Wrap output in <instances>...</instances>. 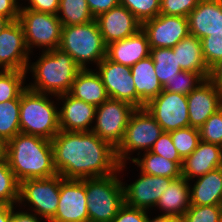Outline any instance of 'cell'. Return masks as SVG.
<instances>
[{"instance_id":"obj_3","label":"cell","mask_w":222,"mask_h":222,"mask_svg":"<svg viewBox=\"0 0 222 222\" xmlns=\"http://www.w3.org/2000/svg\"><path fill=\"white\" fill-rule=\"evenodd\" d=\"M82 69L74 59L59 48L42 51L36 62L29 63L27 73L32 72L33 82L27 88L52 97L69 93L77 74Z\"/></svg>"},{"instance_id":"obj_47","label":"cell","mask_w":222,"mask_h":222,"mask_svg":"<svg viewBox=\"0 0 222 222\" xmlns=\"http://www.w3.org/2000/svg\"><path fill=\"white\" fill-rule=\"evenodd\" d=\"M209 79L222 91V60L210 69Z\"/></svg>"},{"instance_id":"obj_11","label":"cell","mask_w":222,"mask_h":222,"mask_svg":"<svg viewBox=\"0 0 222 222\" xmlns=\"http://www.w3.org/2000/svg\"><path fill=\"white\" fill-rule=\"evenodd\" d=\"M145 108L160 124L163 132L190 126L187 95L163 90Z\"/></svg>"},{"instance_id":"obj_36","label":"cell","mask_w":222,"mask_h":222,"mask_svg":"<svg viewBox=\"0 0 222 222\" xmlns=\"http://www.w3.org/2000/svg\"><path fill=\"white\" fill-rule=\"evenodd\" d=\"M200 40L203 59L208 68L211 69L222 60V29L212 32Z\"/></svg>"},{"instance_id":"obj_14","label":"cell","mask_w":222,"mask_h":222,"mask_svg":"<svg viewBox=\"0 0 222 222\" xmlns=\"http://www.w3.org/2000/svg\"><path fill=\"white\" fill-rule=\"evenodd\" d=\"M85 179H64L60 175V197L54 222H89Z\"/></svg>"},{"instance_id":"obj_12","label":"cell","mask_w":222,"mask_h":222,"mask_svg":"<svg viewBox=\"0 0 222 222\" xmlns=\"http://www.w3.org/2000/svg\"><path fill=\"white\" fill-rule=\"evenodd\" d=\"M109 98L125 101L135 108H144L145 103L136 93L131 68L115 63L105 57L96 66Z\"/></svg>"},{"instance_id":"obj_45","label":"cell","mask_w":222,"mask_h":222,"mask_svg":"<svg viewBox=\"0 0 222 222\" xmlns=\"http://www.w3.org/2000/svg\"><path fill=\"white\" fill-rule=\"evenodd\" d=\"M20 5L19 0H0V15L16 21L20 13Z\"/></svg>"},{"instance_id":"obj_41","label":"cell","mask_w":222,"mask_h":222,"mask_svg":"<svg viewBox=\"0 0 222 222\" xmlns=\"http://www.w3.org/2000/svg\"><path fill=\"white\" fill-rule=\"evenodd\" d=\"M200 0H160V14L168 16H184L198 5Z\"/></svg>"},{"instance_id":"obj_31","label":"cell","mask_w":222,"mask_h":222,"mask_svg":"<svg viewBox=\"0 0 222 222\" xmlns=\"http://www.w3.org/2000/svg\"><path fill=\"white\" fill-rule=\"evenodd\" d=\"M57 16L62 26L84 24L95 19L86 0H60Z\"/></svg>"},{"instance_id":"obj_15","label":"cell","mask_w":222,"mask_h":222,"mask_svg":"<svg viewBox=\"0 0 222 222\" xmlns=\"http://www.w3.org/2000/svg\"><path fill=\"white\" fill-rule=\"evenodd\" d=\"M29 59L23 28L11 21L0 33V70L27 71Z\"/></svg>"},{"instance_id":"obj_32","label":"cell","mask_w":222,"mask_h":222,"mask_svg":"<svg viewBox=\"0 0 222 222\" xmlns=\"http://www.w3.org/2000/svg\"><path fill=\"white\" fill-rule=\"evenodd\" d=\"M26 71L0 70V102L20 99L21 94L27 89Z\"/></svg>"},{"instance_id":"obj_22","label":"cell","mask_w":222,"mask_h":222,"mask_svg":"<svg viewBox=\"0 0 222 222\" xmlns=\"http://www.w3.org/2000/svg\"><path fill=\"white\" fill-rule=\"evenodd\" d=\"M150 56L146 34L140 29L136 34L107 45L106 57L118 64L131 67Z\"/></svg>"},{"instance_id":"obj_49","label":"cell","mask_w":222,"mask_h":222,"mask_svg":"<svg viewBox=\"0 0 222 222\" xmlns=\"http://www.w3.org/2000/svg\"><path fill=\"white\" fill-rule=\"evenodd\" d=\"M147 222H181V218L170 215L158 214V216L151 219L149 218L147 211Z\"/></svg>"},{"instance_id":"obj_10","label":"cell","mask_w":222,"mask_h":222,"mask_svg":"<svg viewBox=\"0 0 222 222\" xmlns=\"http://www.w3.org/2000/svg\"><path fill=\"white\" fill-rule=\"evenodd\" d=\"M135 109L125 101L108 98L96 107L95 124L91 132L116 149L123 140L129 118Z\"/></svg>"},{"instance_id":"obj_40","label":"cell","mask_w":222,"mask_h":222,"mask_svg":"<svg viewBox=\"0 0 222 222\" xmlns=\"http://www.w3.org/2000/svg\"><path fill=\"white\" fill-rule=\"evenodd\" d=\"M150 151L170 161H174L180 168L182 167L183 160L172 143L170 132H162Z\"/></svg>"},{"instance_id":"obj_17","label":"cell","mask_w":222,"mask_h":222,"mask_svg":"<svg viewBox=\"0 0 222 222\" xmlns=\"http://www.w3.org/2000/svg\"><path fill=\"white\" fill-rule=\"evenodd\" d=\"M190 127L199 129L222 108V91L208 78L187 95Z\"/></svg>"},{"instance_id":"obj_28","label":"cell","mask_w":222,"mask_h":222,"mask_svg":"<svg viewBox=\"0 0 222 222\" xmlns=\"http://www.w3.org/2000/svg\"><path fill=\"white\" fill-rule=\"evenodd\" d=\"M138 157H133V164L140 168L143 174L178 179L181 177V168L174 162L151 151H145ZM142 156V157H141Z\"/></svg>"},{"instance_id":"obj_19","label":"cell","mask_w":222,"mask_h":222,"mask_svg":"<svg viewBox=\"0 0 222 222\" xmlns=\"http://www.w3.org/2000/svg\"><path fill=\"white\" fill-rule=\"evenodd\" d=\"M55 99L62 101V106L58 108L60 130L91 132L96 106L76 99L69 93L56 96Z\"/></svg>"},{"instance_id":"obj_4","label":"cell","mask_w":222,"mask_h":222,"mask_svg":"<svg viewBox=\"0 0 222 222\" xmlns=\"http://www.w3.org/2000/svg\"><path fill=\"white\" fill-rule=\"evenodd\" d=\"M125 168L126 163H122L114 174L85 179L89 222H113L119 209L125 204L122 184L124 179L118 177Z\"/></svg>"},{"instance_id":"obj_33","label":"cell","mask_w":222,"mask_h":222,"mask_svg":"<svg viewBox=\"0 0 222 222\" xmlns=\"http://www.w3.org/2000/svg\"><path fill=\"white\" fill-rule=\"evenodd\" d=\"M19 200V182L5 156L0 158V204L16 205Z\"/></svg>"},{"instance_id":"obj_18","label":"cell","mask_w":222,"mask_h":222,"mask_svg":"<svg viewBox=\"0 0 222 222\" xmlns=\"http://www.w3.org/2000/svg\"><path fill=\"white\" fill-rule=\"evenodd\" d=\"M105 45L136 34L141 22L124 6L118 5L95 18Z\"/></svg>"},{"instance_id":"obj_6","label":"cell","mask_w":222,"mask_h":222,"mask_svg":"<svg viewBox=\"0 0 222 222\" xmlns=\"http://www.w3.org/2000/svg\"><path fill=\"white\" fill-rule=\"evenodd\" d=\"M106 48L95 19L84 24L62 26L59 49L68 53L81 69H89L91 62L97 66L106 57Z\"/></svg>"},{"instance_id":"obj_44","label":"cell","mask_w":222,"mask_h":222,"mask_svg":"<svg viewBox=\"0 0 222 222\" xmlns=\"http://www.w3.org/2000/svg\"><path fill=\"white\" fill-rule=\"evenodd\" d=\"M94 18L120 5V0H86Z\"/></svg>"},{"instance_id":"obj_39","label":"cell","mask_w":222,"mask_h":222,"mask_svg":"<svg viewBox=\"0 0 222 222\" xmlns=\"http://www.w3.org/2000/svg\"><path fill=\"white\" fill-rule=\"evenodd\" d=\"M199 132L200 141L222 145V108L206 120Z\"/></svg>"},{"instance_id":"obj_38","label":"cell","mask_w":222,"mask_h":222,"mask_svg":"<svg viewBox=\"0 0 222 222\" xmlns=\"http://www.w3.org/2000/svg\"><path fill=\"white\" fill-rule=\"evenodd\" d=\"M181 222H221V206L191 205L182 215Z\"/></svg>"},{"instance_id":"obj_26","label":"cell","mask_w":222,"mask_h":222,"mask_svg":"<svg viewBox=\"0 0 222 222\" xmlns=\"http://www.w3.org/2000/svg\"><path fill=\"white\" fill-rule=\"evenodd\" d=\"M172 49L183 71L200 73L205 79L210 77V69L203 59L199 38L189 34Z\"/></svg>"},{"instance_id":"obj_50","label":"cell","mask_w":222,"mask_h":222,"mask_svg":"<svg viewBox=\"0 0 222 222\" xmlns=\"http://www.w3.org/2000/svg\"><path fill=\"white\" fill-rule=\"evenodd\" d=\"M11 22L10 19L3 17L0 15V33L3 31V29Z\"/></svg>"},{"instance_id":"obj_24","label":"cell","mask_w":222,"mask_h":222,"mask_svg":"<svg viewBox=\"0 0 222 222\" xmlns=\"http://www.w3.org/2000/svg\"><path fill=\"white\" fill-rule=\"evenodd\" d=\"M191 205L208 206L222 204V167L197 178L189 187Z\"/></svg>"},{"instance_id":"obj_46","label":"cell","mask_w":222,"mask_h":222,"mask_svg":"<svg viewBox=\"0 0 222 222\" xmlns=\"http://www.w3.org/2000/svg\"><path fill=\"white\" fill-rule=\"evenodd\" d=\"M13 210L12 222H41L42 219L35 215L33 212Z\"/></svg>"},{"instance_id":"obj_37","label":"cell","mask_w":222,"mask_h":222,"mask_svg":"<svg viewBox=\"0 0 222 222\" xmlns=\"http://www.w3.org/2000/svg\"><path fill=\"white\" fill-rule=\"evenodd\" d=\"M141 23L160 14V0H120Z\"/></svg>"},{"instance_id":"obj_30","label":"cell","mask_w":222,"mask_h":222,"mask_svg":"<svg viewBox=\"0 0 222 222\" xmlns=\"http://www.w3.org/2000/svg\"><path fill=\"white\" fill-rule=\"evenodd\" d=\"M20 99L0 102V141L5 144L20 133Z\"/></svg>"},{"instance_id":"obj_8","label":"cell","mask_w":222,"mask_h":222,"mask_svg":"<svg viewBox=\"0 0 222 222\" xmlns=\"http://www.w3.org/2000/svg\"><path fill=\"white\" fill-rule=\"evenodd\" d=\"M18 21L24 32L25 43L30 53L34 47L49 51L59 48L62 24L57 15L20 9Z\"/></svg>"},{"instance_id":"obj_42","label":"cell","mask_w":222,"mask_h":222,"mask_svg":"<svg viewBox=\"0 0 222 222\" xmlns=\"http://www.w3.org/2000/svg\"><path fill=\"white\" fill-rule=\"evenodd\" d=\"M113 222H147V211L124 204L114 217Z\"/></svg>"},{"instance_id":"obj_2","label":"cell","mask_w":222,"mask_h":222,"mask_svg":"<svg viewBox=\"0 0 222 222\" xmlns=\"http://www.w3.org/2000/svg\"><path fill=\"white\" fill-rule=\"evenodd\" d=\"M4 156L19 183L58 174L51 140L46 138L18 133L4 144Z\"/></svg>"},{"instance_id":"obj_52","label":"cell","mask_w":222,"mask_h":222,"mask_svg":"<svg viewBox=\"0 0 222 222\" xmlns=\"http://www.w3.org/2000/svg\"><path fill=\"white\" fill-rule=\"evenodd\" d=\"M221 222H222V204H221Z\"/></svg>"},{"instance_id":"obj_51","label":"cell","mask_w":222,"mask_h":222,"mask_svg":"<svg viewBox=\"0 0 222 222\" xmlns=\"http://www.w3.org/2000/svg\"><path fill=\"white\" fill-rule=\"evenodd\" d=\"M4 156V144L0 141V158Z\"/></svg>"},{"instance_id":"obj_13","label":"cell","mask_w":222,"mask_h":222,"mask_svg":"<svg viewBox=\"0 0 222 222\" xmlns=\"http://www.w3.org/2000/svg\"><path fill=\"white\" fill-rule=\"evenodd\" d=\"M150 49L173 48L189 33L188 19L184 16H168L159 14L141 23Z\"/></svg>"},{"instance_id":"obj_1","label":"cell","mask_w":222,"mask_h":222,"mask_svg":"<svg viewBox=\"0 0 222 222\" xmlns=\"http://www.w3.org/2000/svg\"><path fill=\"white\" fill-rule=\"evenodd\" d=\"M51 144L55 169L64 179L103 177L118 171L116 149L93 132L60 130Z\"/></svg>"},{"instance_id":"obj_7","label":"cell","mask_w":222,"mask_h":222,"mask_svg":"<svg viewBox=\"0 0 222 222\" xmlns=\"http://www.w3.org/2000/svg\"><path fill=\"white\" fill-rule=\"evenodd\" d=\"M162 132L160 124L145 107L136 108L129 118L123 140L116 148L118 163L132 161L130 153L135 151H138L137 155H140L141 151H150Z\"/></svg>"},{"instance_id":"obj_43","label":"cell","mask_w":222,"mask_h":222,"mask_svg":"<svg viewBox=\"0 0 222 222\" xmlns=\"http://www.w3.org/2000/svg\"><path fill=\"white\" fill-rule=\"evenodd\" d=\"M25 1V0H24ZM28 4L22 6L20 9H31L38 12L49 13L53 15L58 14L60 0H27Z\"/></svg>"},{"instance_id":"obj_9","label":"cell","mask_w":222,"mask_h":222,"mask_svg":"<svg viewBox=\"0 0 222 222\" xmlns=\"http://www.w3.org/2000/svg\"><path fill=\"white\" fill-rule=\"evenodd\" d=\"M60 197V175L49 178L26 179L19 183L18 206L29 205L41 219L51 220L57 211ZM21 204V205H20Z\"/></svg>"},{"instance_id":"obj_20","label":"cell","mask_w":222,"mask_h":222,"mask_svg":"<svg viewBox=\"0 0 222 222\" xmlns=\"http://www.w3.org/2000/svg\"><path fill=\"white\" fill-rule=\"evenodd\" d=\"M220 167H222V147L200 141L197 148L183 160L181 177L190 182Z\"/></svg>"},{"instance_id":"obj_35","label":"cell","mask_w":222,"mask_h":222,"mask_svg":"<svg viewBox=\"0 0 222 222\" xmlns=\"http://www.w3.org/2000/svg\"><path fill=\"white\" fill-rule=\"evenodd\" d=\"M204 80L205 78L200 73L182 70L175 74V77L167 81L162 87L166 91L188 95Z\"/></svg>"},{"instance_id":"obj_34","label":"cell","mask_w":222,"mask_h":222,"mask_svg":"<svg viewBox=\"0 0 222 222\" xmlns=\"http://www.w3.org/2000/svg\"><path fill=\"white\" fill-rule=\"evenodd\" d=\"M170 136L182 160L188 157L200 142L199 129L190 126L170 131Z\"/></svg>"},{"instance_id":"obj_5","label":"cell","mask_w":222,"mask_h":222,"mask_svg":"<svg viewBox=\"0 0 222 222\" xmlns=\"http://www.w3.org/2000/svg\"><path fill=\"white\" fill-rule=\"evenodd\" d=\"M50 95L28 88L20 96V133L52 140L60 131L58 107Z\"/></svg>"},{"instance_id":"obj_23","label":"cell","mask_w":222,"mask_h":222,"mask_svg":"<svg viewBox=\"0 0 222 222\" xmlns=\"http://www.w3.org/2000/svg\"><path fill=\"white\" fill-rule=\"evenodd\" d=\"M95 71V69H82L72 83L69 94L97 107L109 96L100 75Z\"/></svg>"},{"instance_id":"obj_25","label":"cell","mask_w":222,"mask_h":222,"mask_svg":"<svg viewBox=\"0 0 222 222\" xmlns=\"http://www.w3.org/2000/svg\"><path fill=\"white\" fill-rule=\"evenodd\" d=\"M189 181L183 177L173 180L156 203V208L163 211V215L181 218L190 208Z\"/></svg>"},{"instance_id":"obj_21","label":"cell","mask_w":222,"mask_h":222,"mask_svg":"<svg viewBox=\"0 0 222 222\" xmlns=\"http://www.w3.org/2000/svg\"><path fill=\"white\" fill-rule=\"evenodd\" d=\"M189 33L199 39L222 29V0H200L187 16Z\"/></svg>"},{"instance_id":"obj_27","label":"cell","mask_w":222,"mask_h":222,"mask_svg":"<svg viewBox=\"0 0 222 222\" xmlns=\"http://www.w3.org/2000/svg\"><path fill=\"white\" fill-rule=\"evenodd\" d=\"M130 68L136 93L145 104L163 91V87L155 74L154 62L150 56L139 60Z\"/></svg>"},{"instance_id":"obj_29","label":"cell","mask_w":222,"mask_h":222,"mask_svg":"<svg viewBox=\"0 0 222 222\" xmlns=\"http://www.w3.org/2000/svg\"><path fill=\"white\" fill-rule=\"evenodd\" d=\"M150 57L154 62L155 74L162 86L182 71L172 48L150 49Z\"/></svg>"},{"instance_id":"obj_48","label":"cell","mask_w":222,"mask_h":222,"mask_svg":"<svg viewBox=\"0 0 222 222\" xmlns=\"http://www.w3.org/2000/svg\"><path fill=\"white\" fill-rule=\"evenodd\" d=\"M14 205L0 204V222H12Z\"/></svg>"},{"instance_id":"obj_16","label":"cell","mask_w":222,"mask_h":222,"mask_svg":"<svg viewBox=\"0 0 222 222\" xmlns=\"http://www.w3.org/2000/svg\"><path fill=\"white\" fill-rule=\"evenodd\" d=\"M139 178L129 185L122 182L124 189V202L127 206L150 210L156 206L158 199L163 194L173 178L153 176L140 172ZM150 208V209H149Z\"/></svg>"}]
</instances>
